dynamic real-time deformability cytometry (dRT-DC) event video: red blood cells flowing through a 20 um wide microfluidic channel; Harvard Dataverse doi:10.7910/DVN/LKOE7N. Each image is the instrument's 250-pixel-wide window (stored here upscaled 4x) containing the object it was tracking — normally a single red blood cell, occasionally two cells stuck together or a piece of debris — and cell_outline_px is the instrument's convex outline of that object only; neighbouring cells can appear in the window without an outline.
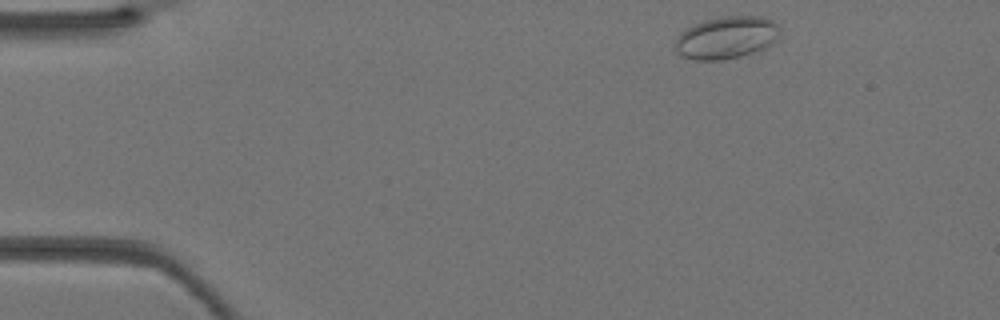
{"species": "Egyptian fruit bat (a non-hibernating species)", "species_latin": "Rousettus aegyptiacus", "temperature_condition": "warm", "stored_images_in_passage": 35, "camera_frame_rate_fps": 3000, "um_per_image_px": 0.085, "animal": {"sex": "female"}, "frame": {"image": 1, "passage_image": 1, "time_ms": 0.0, "image_size_px": [1000, 320], "cell_outline_px": [[780, 32], [772, 44], [764, 48], [740, 56], [720, 60], [696, 60], [680, 56], [676, 52], [672, 44], [680, 32], [704, 20], [720, 16], [764, 16], [772, 20], [780, 28]], "centroid_in_image_um": [61.71, 3.19], "position_along_channel_um": 23.3, "area_um2": 26.01}}
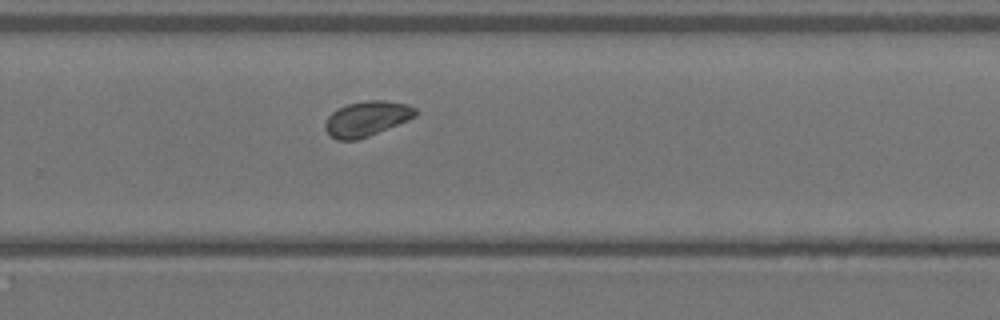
{"frame": {"image": 2, "passage_image": 22, "time_ms": 7.0, "image_size_px": [1000, 320], "cell_outline_px": [[416, 116], [408, 120], [368, 136], [356, 140], [336, 140], [324, 128], [324, 124], [328, 116], [332, 112], [348, 104], [364, 100], [384, 100], [408, 104], [416, 108]], "centroid_in_image_um": [31.18, 10.08], "position_along_channel_um": 298.6, "area_um2": 18.32}}
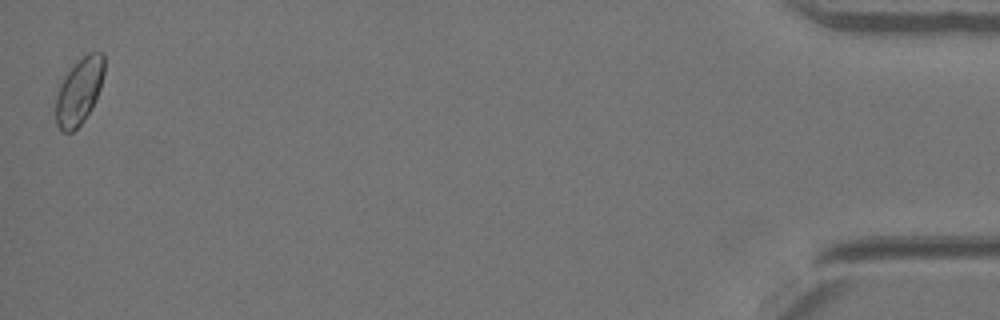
{"frame": {"image": 3, "passage_image": 35, "time_ms": 11.333, "image_size_px": [1000, 320], "cell_outline_px": [[104, 76], [100, 88], [92, 108], [84, 120], [72, 132], [64, 132], [56, 124], [56, 96], [60, 84], [64, 76], [88, 52], [104, 52]], "centroid_in_image_um": [6.74, 7.75], "position_along_channel_um": 428.5, "area_um2": 18.55}}